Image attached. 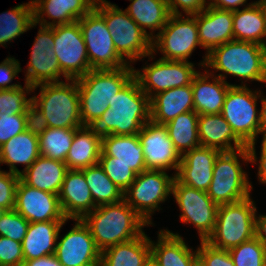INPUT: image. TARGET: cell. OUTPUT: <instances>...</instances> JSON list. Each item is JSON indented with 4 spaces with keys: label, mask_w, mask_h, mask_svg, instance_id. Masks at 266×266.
<instances>
[{
    "label": "cell",
    "mask_w": 266,
    "mask_h": 266,
    "mask_svg": "<svg viewBox=\"0 0 266 266\" xmlns=\"http://www.w3.org/2000/svg\"><path fill=\"white\" fill-rule=\"evenodd\" d=\"M260 91H252L244 85L231 86L224 99L222 116L235 134L247 145L250 162L256 163V137L260 134V112L256 103Z\"/></svg>",
    "instance_id": "52a82bcc"
},
{
    "label": "cell",
    "mask_w": 266,
    "mask_h": 266,
    "mask_svg": "<svg viewBox=\"0 0 266 266\" xmlns=\"http://www.w3.org/2000/svg\"><path fill=\"white\" fill-rule=\"evenodd\" d=\"M142 70L143 72L134 69V77L141 90L150 99L162 91L191 85L194 76L198 73L191 62L160 58L151 65L143 67Z\"/></svg>",
    "instance_id": "9a60e30c"
},
{
    "label": "cell",
    "mask_w": 266,
    "mask_h": 266,
    "mask_svg": "<svg viewBox=\"0 0 266 266\" xmlns=\"http://www.w3.org/2000/svg\"><path fill=\"white\" fill-rule=\"evenodd\" d=\"M67 170L65 162L39 156L20 179L30 187L58 195Z\"/></svg>",
    "instance_id": "1f68e13d"
},
{
    "label": "cell",
    "mask_w": 266,
    "mask_h": 266,
    "mask_svg": "<svg viewBox=\"0 0 266 266\" xmlns=\"http://www.w3.org/2000/svg\"><path fill=\"white\" fill-rule=\"evenodd\" d=\"M199 41L209 53L213 48L233 40L232 11L207 6L196 14Z\"/></svg>",
    "instance_id": "cb8c5ba5"
},
{
    "label": "cell",
    "mask_w": 266,
    "mask_h": 266,
    "mask_svg": "<svg viewBox=\"0 0 266 266\" xmlns=\"http://www.w3.org/2000/svg\"><path fill=\"white\" fill-rule=\"evenodd\" d=\"M40 156L39 138L37 135L25 130L11 138L0 147V164L6 163L10 168L9 172L21 175ZM16 164L26 165L20 171Z\"/></svg>",
    "instance_id": "d6a6232c"
},
{
    "label": "cell",
    "mask_w": 266,
    "mask_h": 266,
    "mask_svg": "<svg viewBox=\"0 0 266 266\" xmlns=\"http://www.w3.org/2000/svg\"><path fill=\"white\" fill-rule=\"evenodd\" d=\"M172 194L182 211L181 221L195 225L200 240L206 241L214 230L219 206L207 192L186 186L176 178L173 180Z\"/></svg>",
    "instance_id": "5bb4252c"
},
{
    "label": "cell",
    "mask_w": 266,
    "mask_h": 266,
    "mask_svg": "<svg viewBox=\"0 0 266 266\" xmlns=\"http://www.w3.org/2000/svg\"><path fill=\"white\" fill-rule=\"evenodd\" d=\"M198 133L200 145L203 147L214 148L220 152L247 148V145L235 134L221 113L199 115Z\"/></svg>",
    "instance_id": "484cf974"
},
{
    "label": "cell",
    "mask_w": 266,
    "mask_h": 266,
    "mask_svg": "<svg viewBox=\"0 0 266 266\" xmlns=\"http://www.w3.org/2000/svg\"><path fill=\"white\" fill-rule=\"evenodd\" d=\"M212 76L205 70V74L198 72L192 80L194 111L198 115L221 113L227 91L233 86L225 81L223 74L213 76L211 82L208 78Z\"/></svg>",
    "instance_id": "603a6c76"
},
{
    "label": "cell",
    "mask_w": 266,
    "mask_h": 266,
    "mask_svg": "<svg viewBox=\"0 0 266 266\" xmlns=\"http://www.w3.org/2000/svg\"><path fill=\"white\" fill-rule=\"evenodd\" d=\"M101 151L102 136L93 127L83 126L75 131L65 164L71 170L97 165Z\"/></svg>",
    "instance_id": "4dcf8cb0"
},
{
    "label": "cell",
    "mask_w": 266,
    "mask_h": 266,
    "mask_svg": "<svg viewBox=\"0 0 266 266\" xmlns=\"http://www.w3.org/2000/svg\"><path fill=\"white\" fill-rule=\"evenodd\" d=\"M70 83V84H69ZM40 95L32 97L33 103L42 111L49 128L79 129L83 127L80 118V100L76 79L45 83Z\"/></svg>",
    "instance_id": "8992f818"
},
{
    "label": "cell",
    "mask_w": 266,
    "mask_h": 266,
    "mask_svg": "<svg viewBox=\"0 0 266 266\" xmlns=\"http://www.w3.org/2000/svg\"><path fill=\"white\" fill-rule=\"evenodd\" d=\"M255 237L266 248V215H259V217H255Z\"/></svg>",
    "instance_id": "db71d44e"
},
{
    "label": "cell",
    "mask_w": 266,
    "mask_h": 266,
    "mask_svg": "<svg viewBox=\"0 0 266 266\" xmlns=\"http://www.w3.org/2000/svg\"><path fill=\"white\" fill-rule=\"evenodd\" d=\"M261 1H262L263 6H264V8H265V10H266V0H261Z\"/></svg>",
    "instance_id": "91938a15"
},
{
    "label": "cell",
    "mask_w": 266,
    "mask_h": 266,
    "mask_svg": "<svg viewBox=\"0 0 266 266\" xmlns=\"http://www.w3.org/2000/svg\"><path fill=\"white\" fill-rule=\"evenodd\" d=\"M56 245L55 255L63 266H100L101 251L97 248L89 228L82 220Z\"/></svg>",
    "instance_id": "ac0fdd59"
},
{
    "label": "cell",
    "mask_w": 266,
    "mask_h": 266,
    "mask_svg": "<svg viewBox=\"0 0 266 266\" xmlns=\"http://www.w3.org/2000/svg\"><path fill=\"white\" fill-rule=\"evenodd\" d=\"M150 244L151 257L160 266H195L198 263L197 250L193 253L178 233L160 230L157 243L150 240Z\"/></svg>",
    "instance_id": "83f0119b"
},
{
    "label": "cell",
    "mask_w": 266,
    "mask_h": 266,
    "mask_svg": "<svg viewBox=\"0 0 266 266\" xmlns=\"http://www.w3.org/2000/svg\"><path fill=\"white\" fill-rule=\"evenodd\" d=\"M76 130L48 127L38 136L40 156L65 162Z\"/></svg>",
    "instance_id": "f35d334b"
},
{
    "label": "cell",
    "mask_w": 266,
    "mask_h": 266,
    "mask_svg": "<svg viewBox=\"0 0 266 266\" xmlns=\"http://www.w3.org/2000/svg\"><path fill=\"white\" fill-rule=\"evenodd\" d=\"M53 51L62 73L68 79H77L90 70L87 48L78 21L53 26Z\"/></svg>",
    "instance_id": "4fadbf2b"
},
{
    "label": "cell",
    "mask_w": 266,
    "mask_h": 266,
    "mask_svg": "<svg viewBox=\"0 0 266 266\" xmlns=\"http://www.w3.org/2000/svg\"><path fill=\"white\" fill-rule=\"evenodd\" d=\"M90 67L94 69H117L128 66L116 51L113 38L104 18L93 8L78 20Z\"/></svg>",
    "instance_id": "30bf717a"
},
{
    "label": "cell",
    "mask_w": 266,
    "mask_h": 266,
    "mask_svg": "<svg viewBox=\"0 0 266 266\" xmlns=\"http://www.w3.org/2000/svg\"><path fill=\"white\" fill-rule=\"evenodd\" d=\"M66 221H45L29 223L22 241L24 261L53 255L62 226Z\"/></svg>",
    "instance_id": "f1b7e54d"
},
{
    "label": "cell",
    "mask_w": 266,
    "mask_h": 266,
    "mask_svg": "<svg viewBox=\"0 0 266 266\" xmlns=\"http://www.w3.org/2000/svg\"><path fill=\"white\" fill-rule=\"evenodd\" d=\"M260 98H261V105L262 108L260 110V134H263V139H266V98L261 97L260 92Z\"/></svg>",
    "instance_id": "9f6ffc18"
},
{
    "label": "cell",
    "mask_w": 266,
    "mask_h": 266,
    "mask_svg": "<svg viewBox=\"0 0 266 266\" xmlns=\"http://www.w3.org/2000/svg\"><path fill=\"white\" fill-rule=\"evenodd\" d=\"M138 136L143 147L146 169H174L177 173L181 155L169 138L165 125L150 120L141 128Z\"/></svg>",
    "instance_id": "e0dca14e"
},
{
    "label": "cell",
    "mask_w": 266,
    "mask_h": 266,
    "mask_svg": "<svg viewBox=\"0 0 266 266\" xmlns=\"http://www.w3.org/2000/svg\"><path fill=\"white\" fill-rule=\"evenodd\" d=\"M36 25L32 1L3 12L0 14V45L5 46L6 42L12 41Z\"/></svg>",
    "instance_id": "8d00e7d4"
},
{
    "label": "cell",
    "mask_w": 266,
    "mask_h": 266,
    "mask_svg": "<svg viewBox=\"0 0 266 266\" xmlns=\"http://www.w3.org/2000/svg\"><path fill=\"white\" fill-rule=\"evenodd\" d=\"M14 210L29 223L68 221L63 215L57 194L30 187L21 179L16 188Z\"/></svg>",
    "instance_id": "d6986e66"
},
{
    "label": "cell",
    "mask_w": 266,
    "mask_h": 266,
    "mask_svg": "<svg viewBox=\"0 0 266 266\" xmlns=\"http://www.w3.org/2000/svg\"><path fill=\"white\" fill-rule=\"evenodd\" d=\"M211 1L208 3V6L210 7L219 10L235 11L239 9L237 6L245 4L247 0H211Z\"/></svg>",
    "instance_id": "816d5d0a"
},
{
    "label": "cell",
    "mask_w": 266,
    "mask_h": 266,
    "mask_svg": "<svg viewBox=\"0 0 266 266\" xmlns=\"http://www.w3.org/2000/svg\"><path fill=\"white\" fill-rule=\"evenodd\" d=\"M170 14L181 15L179 7L186 13V16H193L206 8V0H166ZM206 3V4H205Z\"/></svg>",
    "instance_id": "f907efd6"
},
{
    "label": "cell",
    "mask_w": 266,
    "mask_h": 266,
    "mask_svg": "<svg viewBox=\"0 0 266 266\" xmlns=\"http://www.w3.org/2000/svg\"><path fill=\"white\" fill-rule=\"evenodd\" d=\"M174 178L165 171L146 169L136 175L134 182L124 192V200L151 225V214L159 210V204L172 194Z\"/></svg>",
    "instance_id": "8fae6325"
},
{
    "label": "cell",
    "mask_w": 266,
    "mask_h": 266,
    "mask_svg": "<svg viewBox=\"0 0 266 266\" xmlns=\"http://www.w3.org/2000/svg\"><path fill=\"white\" fill-rule=\"evenodd\" d=\"M144 266H160L152 257L144 264Z\"/></svg>",
    "instance_id": "6f0895ef"
},
{
    "label": "cell",
    "mask_w": 266,
    "mask_h": 266,
    "mask_svg": "<svg viewBox=\"0 0 266 266\" xmlns=\"http://www.w3.org/2000/svg\"><path fill=\"white\" fill-rule=\"evenodd\" d=\"M94 9L104 18L115 49L124 60L153 59L152 38L125 11L106 0H96Z\"/></svg>",
    "instance_id": "5b68a950"
},
{
    "label": "cell",
    "mask_w": 266,
    "mask_h": 266,
    "mask_svg": "<svg viewBox=\"0 0 266 266\" xmlns=\"http://www.w3.org/2000/svg\"><path fill=\"white\" fill-rule=\"evenodd\" d=\"M5 211H6L5 209H3L2 207H0V218H1L2 214H3Z\"/></svg>",
    "instance_id": "680465c9"
},
{
    "label": "cell",
    "mask_w": 266,
    "mask_h": 266,
    "mask_svg": "<svg viewBox=\"0 0 266 266\" xmlns=\"http://www.w3.org/2000/svg\"><path fill=\"white\" fill-rule=\"evenodd\" d=\"M134 77L129 64L117 69H94L76 79L83 126H93L109 108V102Z\"/></svg>",
    "instance_id": "3957f363"
},
{
    "label": "cell",
    "mask_w": 266,
    "mask_h": 266,
    "mask_svg": "<svg viewBox=\"0 0 266 266\" xmlns=\"http://www.w3.org/2000/svg\"><path fill=\"white\" fill-rule=\"evenodd\" d=\"M201 66L224 72L225 75L266 83V47L232 40L206 53Z\"/></svg>",
    "instance_id": "277c9868"
},
{
    "label": "cell",
    "mask_w": 266,
    "mask_h": 266,
    "mask_svg": "<svg viewBox=\"0 0 266 266\" xmlns=\"http://www.w3.org/2000/svg\"><path fill=\"white\" fill-rule=\"evenodd\" d=\"M26 130L37 136L41 135L47 128L48 122L42 111L32 102L25 112Z\"/></svg>",
    "instance_id": "c3c4849f"
},
{
    "label": "cell",
    "mask_w": 266,
    "mask_h": 266,
    "mask_svg": "<svg viewBox=\"0 0 266 266\" xmlns=\"http://www.w3.org/2000/svg\"><path fill=\"white\" fill-rule=\"evenodd\" d=\"M21 71L20 63L14 57H8L0 64V90L18 88L20 84L9 83Z\"/></svg>",
    "instance_id": "681fc988"
},
{
    "label": "cell",
    "mask_w": 266,
    "mask_h": 266,
    "mask_svg": "<svg viewBox=\"0 0 266 266\" xmlns=\"http://www.w3.org/2000/svg\"><path fill=\"white\" fill-rule=\"evenodd\" d=\"M198 118L199 115L195 111H190L179 114L165 124L169 138L181 156L185 152L201 146L198 133Z\"/></svg>",
    "instance_id": "d590c367"
},
{
    "label": "cell",
    "mask_w": 266,
    "mask_h": 266,
    "mask_svg": "<svg viewBox=\"0 0 266 266\" xmlns=\"http://www.w3.org/2000/svg\"><path fill=\"white\" fill-rule=\"evenodd\" d=\"M22 266H63L56 255H46L37 259L26 260Z\"/></svg>",
    "instance_id": "f5cc1de1"
},
{
    "label": "cell",
    "mask_w": 266,
    "mask_h": 266,
    "mask_svg": "<svg viewBox=\"0 0 266 266\" xmlns=\"http://www.w3.org/2000/svg\"><path fill=\"white\" fill-rule=\"evenodd\" d=\"M233 40L252 42L266 47V10L261 0L243 10L232 11Z\"/></svg>",
    "instance_id": "f546056e"
},
{
    "label": "cell",
    "mask_w": 266,
    "mask_h": 266,
    "mask_svg": "<svg viewBox=\"0 0 266 266\" xmlns=\"http://www.w3.org/2000/svg\"><path fill=\"white\" fill-rule=\"evenodd\" d=\"M29 222L14 209L6 210L0 218V236L22 243Z\"/></svg>",
    "instance_id": "b9f144b4"
},
{
    "label": "cell",
    "mask_w": 266,
    "mask_h": 266,
    "mask_svg": "<svg viewBox=\"0 0 266 266\" xmlns=\"http://www.w3.org/2000/svg\"><path fill=\"white\" fill-rule=\"evenodd\" d=\"M22 243L0 236V266H22Z\"/></svg>",
    "instance_id": "bcb514c9"
},
{
    "label": "cell",
    "mask_w": 266,
    "mask_h": 266,
    "mask_svg": "<svg viewBox=\"0 0 266 266\" xmlns=\"http://www.w3.org/2000/svg\"><path fill=\"white\" fill-rule=\"evenodd\" d=\"M200 244L197 254L201 266H235L228 250L216 248L206 241Z\"/></svg>",
    "instance_id": "ee69618b"
},
{
    "label": "cell",
    "mask_w": 266,
    "mask_h": 266,
    "mask_svg": "<svg viewBox=\"0 0 266 266\" xmlns=\"http://www.w3.org/2000/svg\"><path fill=\"white\" fill-rule=\"evenodd\" d=\"M250 196L218 207L216 224L206 242L230 250L255 236L256 206Z\"/></svg>",
    "instance_id": "9c48e42d"
},
{
    "label": "cell",
    "mask_w": 266,
    "mask_h": 266,
    "mask_svg": "<svg viewBox=\"0 0 266 266\" xmlns=\"http://www.w3.org/2000/svg\"><path fill=\"white\" fill-rule=\"evenodd\" d=\"M108 178L124 193L134 182L136 173L119 161H99Z\"/></svg>",
    "instance_id": "7bdbcfd3"
},
{
    "label": "cell",
    "mask_w": 266,
    "mask_h": 266,
    "mask_svg": "<svg viewBox=\"0 0 266 266\" xmlns=\"http://www.w3.org/2000/svg\"><path fill=\"white\" fill-rule=\"evenodd\" d=\"M25 130V114H0V147Z\"/></svg>",
    "instance_id": "7dc6e473"
},
{
    "label": "cell",
    "mask_w": 266,
    "mask_h": 266,
    "mask_svg": "<svg viewBox=\"0 0 266 266\" xmlns=\"http://www.w3.org/2000/svg\"><path fill=\"white\" fill-rule=\"evenodd\" d=\"M99 161L122 162L128 165L136 174L146 170L143 147L138 134L124 136L103 135Z\"/></svg>",
    "instance_id": "d4e9b609"
},
{
    "label": "cell",
    "mask_w": 266,
    "mask_h": 266,
    "mask_svg": "<svg viewBox=\"0 0 266 266\" xmlns=\"http://www.w3.org/2000/svg\"><path fill=\"white\" fill-rule=\"evenodd\" d=\"M261 146L258 177L260 182L266 184V139L262 140Z\"/></svg>",
    "instance_id": "11a10c76"
},
{
    "label": "cell",
    "mask_w": 266,
    "mask_h": 266,
    "mask_svg": "<svg viewBox=\"0 0 266 266\" xmlns=\"http://www.w3.org/2000/svg\"><path fill=\"white\" fill-rule=\"evenodd\" d=\"M33 88L30 84L25 83V88L20 86L0 90V114H8L9 116L25 114L28 106L33 102L32 97L26 98V93L33 92Z\"/></svg>",
    "instance_id": "60d3db41"
},
{
    "label": "cell",
    "mask_w": 266,
    "mask_h": 266,
    "mask_svg": "<svg viewBox=\"0 0 266 266\" xmlns=\"http://www.w3.org/2000/svg\"><path fill=\"white\" fill-rule=\"evenodd\" d=\"M150 257V239L143 233L129 242L113 245L103 250L100 266H144Z\"/></svg>",
    "instance_id": "836d02e7"
},
{
    "label": "cell",
    "mask_w": 266,
    "mask_h": 266,
    "mask_svg": "<svg viewBox=\"0 0 266 266\" xmlns=\"http://www.w3.org/2000/svg\"><path fill=\"white\" fill-rule=\"evenodd\" d=\"M132 3L124 11L153 39V31L165 26L170 17V11L166 0H130Z\"/></svg>",
    "instance_id": "e575fe53"
},
{
    "label": "cell",
    "mask_w": 266,
    "mask_h": 266,
    "mask_svg": "<svg viewBox=\"0 0 266 266\" xmlns=\"http://www.w3.org/2000/svg\"><path fill=\"white\" fill-rule=\"evenodd\" d=\"M53 46V26L40 25L25 74V83L35 87L40 84L60 82L61 75L64 76L66 81L68 80L60 69Z\"/></svg>",
    "instance_id": "2e32d148"
},
{
    "label": "cell",
    "mask_w": 266,
    "mask_h": 266,
    "mask_svg": "<svg viewBox=\"0 0 266 266\" xmlns=\"http://www.w3.org/2000/svg\"><path fill=\"white\" fill-rule=\"evenodd\" d=\"M89 228L97 248H106L129 242L141 236L144 219L123 199L113 204L97 206L81 219Z\"/></svg>",
    "instance_id": "7a4b0ae2"
},
{
    "label": "cell",
    "mask_w": 266,
    "mask_h": 266,
    "mask_svg": "<svg viewBox=\"0 0 266 266\" xmlns=\"http://www.w3.org/2000/svg\"><path fill=\"white\" fill-rule=\"evenodd\" d=\"M219 150L199 146L185 152L174 175L182 184L207 192L213 178V169Z\"/></svg>",
    "instance_id": "ffe728a7"
},
{
    "label": "cell",
    "mask_w": 266,
    "mask_h": 266,
    "mask_svg": "<svg viewBox=\"0 0 266 266\" xmlns=\"http://www.w3.org/2000/svg\"><path fill=\"white\" fill-rule=\"evenodd\" d=\"M239 156L250 162L247 148L220 152L216 158L207 194L218 206L235 203L250 196L252 185L239 163Z\"/></svg>",
    "instance_id": "ba28073f"
},
{
    "label": "cell",
    "mask_w": 266,
    "mask_h": 266,
    "mask_svg": "<svg viewBox=\"0 0 266 266\" xmlns=\"http://www.w3.org/2000/svg\"><path fill=\"white\" fill-rule=\"evenodd\" d=\"M150 98L133 77L109 102V108L92 126L101 136L138 134L150 121Z\"/></svg>",
    "instance_id": "6da1fadb"
},
{
    "label": "cell",
    "mask_w": 266,
    "mask_h": 266,
    "mask_svg": "<svg viewBox=\"0 0 266 266\" xmlns=\"http://www.w3.org/2000/svg\"><path fill=\"white\" fill-rule=\"evenodd\" d=\"M82 171L96 207L117 203L124 199V193L108 178L99 163L86 167Z\"/></svg>",
    "instance_id": "74e56055"
},
{
    "label": "cell",
    "mask_w": 266,
    "mask_h": 266,
    "mask_svg": "<svg viewBox=\"0 0 266 266\" xmlns=\"http://www.w3.org/2000/svg\"><path fill=\"white\" fill-rule=\"evenodd\" d=\"M182 17L183 15L171 14L161 31L154 35L152 52L160 50L163 54L160 59L188 61L196 46H201L196 15Z\"/></svg>",
    "instance_id": "7c38bea8"
},
{
    "label": "cell",
    "mask_w": 266,
    "mask_h": 266,
    "mask_svg": "<svg viewBox=\"0 0 266 266\" xmlns=\"http://www.w3.org/2000/svg\"><path fill=\"white\" fill-rule=\"evenodd\" d=\"M150 120L165 125L179 114L194 111L191 85L168 89L150 99Z\"/></svg>",
    "instance_id": "4316f807"
},
{
    "label": "cell",
    "mask_w": 266,
    "mask_h": 266,
    "mask_svg": "<svg viewBox=\"0 0 266 266\" xmlns=\"http://www.w3.org/2000/svg\"><path fill=\"white\" fill-rule=\"evenodd\" d=\"M228 251L235 266H266V248L255 236Z\"/></svg>",
    "instance_id": "ab89813d"
},
{
    "label": "cell",
    "mask_w": 266,
    "mask_h": 266,
    "mask_svg": "<svg viewBox=\"0 0 266 266\" xmlns=\"http://www.w3.org/2000/svg\"><path fill=\"white\" fill-rule=\"evenodd\" d=\"M19 180V175L0 170V207L3 209H14L16 188Z\"/></svg>",
    "instance_id": "f6af8a7d"
},
{
    "label": "cell",
    "mask_w": 266,
    "mask_h": 266,
    "mask_svg": "<svg viewBox=\"0 0 266 266\" xmlns=\"http://www.w3.org/2000/svg\"><path fill=\"white\" fill-rule=\"evenodd\" d=\"M58 197L67 220H81L96 208L82 170L66 171Z\"/></svg>",
    "instance_id": "44dd1931"
},
{
    "label": "cell",
    "mask_w": 266,
    "mask_h": 266,
    "mask_svg": "<svg viewBox=\"0 0 266 266\" xmlns=\"http://www.w3.org/2000/svg\"><path fill=\"white\" fill-rule=\"evenodd\" d=\"M95 2L96 0H32L34 23L56 26L76 22L94 8ZM44 15L53 19L52 22H47Z\"/></svg>",
    "instance_id": "7402d4cb"
}]
</instances>
